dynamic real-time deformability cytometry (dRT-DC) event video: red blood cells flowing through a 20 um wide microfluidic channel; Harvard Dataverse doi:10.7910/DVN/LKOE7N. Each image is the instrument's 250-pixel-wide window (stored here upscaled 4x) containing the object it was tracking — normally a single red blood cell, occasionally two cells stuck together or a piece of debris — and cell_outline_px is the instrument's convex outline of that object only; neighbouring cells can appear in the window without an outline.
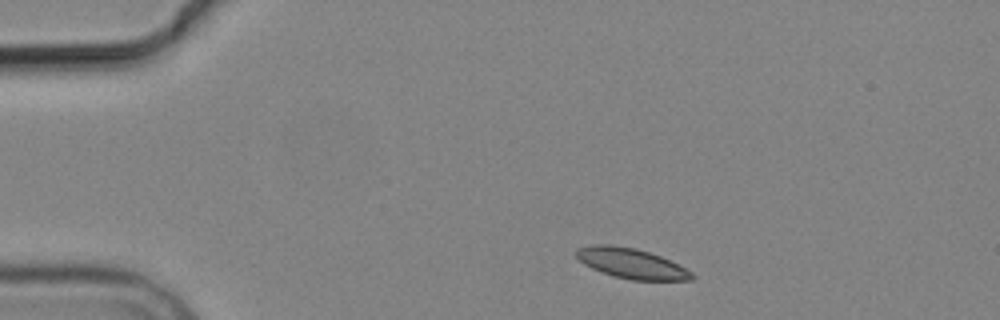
{"species": "common noctule bat (a hibernating species)", "species_latin": "Nyctalus noctula", "temperature_condition": "cold", "stored_images_in_passage": 5, "camera_frame_rate_fps": 3000, "um_per_image_px": 0.085, "animal": {"sex": "male", "body_mass_g": 19.2, "forearm_length_mm": 51.8}, "frame": {"image": 1, "passage_image": 5, "time_ms": 6.0, "image_size_px": [1000, 320], "cell_outline_px": [[696, 276], [692, 280], [632, 280], [616, 276], [592, 268], [584, 264], [576, 256], [576, 248], [592, 244], [612, 244], [636, 248], [660, 256], [692, 272]], "centroid_in_image_um": [53.65, 22.37], "position_along_channel_um": 31.4, "area_um2": 20.11}}